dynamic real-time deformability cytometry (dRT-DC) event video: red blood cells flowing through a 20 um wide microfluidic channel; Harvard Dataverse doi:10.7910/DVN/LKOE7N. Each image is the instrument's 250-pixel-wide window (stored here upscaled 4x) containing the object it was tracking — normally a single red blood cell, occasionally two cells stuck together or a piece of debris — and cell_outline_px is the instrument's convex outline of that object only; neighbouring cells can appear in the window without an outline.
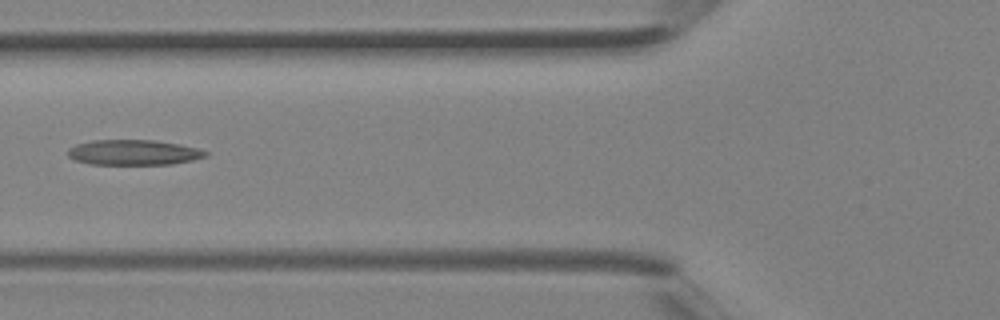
{"species": "Egyptian fruit bat (a non-hibernating species)", "species_latin": "Rousettus aegyptiacus", "temperature_condition": "room temperature", "stored_images_in_passage": 3, "camera_frame_rate_fps": 3000, "um_per_image_px": 0.085, "animal": {"sex": "female"}, "frame": {"image": 1, "passage_image": 3, "time_ms": 0.667, "image_size_px": [1000, 320], "cell_outline_px": [[208, 156], [192, 160], [172, 164], [88, 164], [76, 160], [68, 156], [68, 148], [76, 144], [92, 140], [156, 140], [180, 144], [196, 148], [208, 152]], "centroid_in_image_um": [11.35, 12.95], "position_along_channel_um": 114.5, "area_um2": 20.29}}